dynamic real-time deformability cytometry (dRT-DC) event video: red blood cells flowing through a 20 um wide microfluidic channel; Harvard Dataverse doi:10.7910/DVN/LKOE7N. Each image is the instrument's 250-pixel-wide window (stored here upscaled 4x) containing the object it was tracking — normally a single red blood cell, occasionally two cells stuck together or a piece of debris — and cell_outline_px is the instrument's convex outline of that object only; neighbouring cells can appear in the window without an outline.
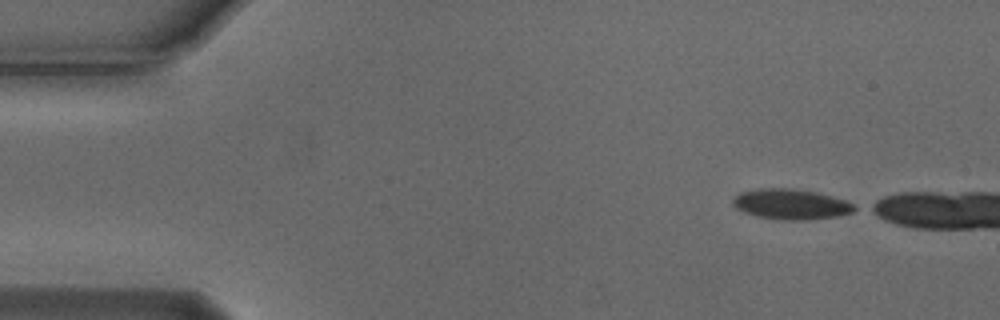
{"species": "Egyptian fruit bat (a non-hibernating species)", "species_latin": "Rousettus aegyptiacus", "temperature_condition": "cold", "stored_images_in_passage": 5, "camera_frame_rate_fps": 3000, "um_per_image_px": 0.085, "animal": {"sex": "male"}, "frame": {"image": 1, "passage_image": 1, "time_ms": 0.0, "image_size_px": [1000, 320], "cell_outline_px": [[860, 208], [852, 212], [836, 216], [800, 220], [784, 220], [760, 216], [744, 212], [736, 208], [732, 204], [732, 200], [740, 192], [760, 188], [792, 188], [816, 192], [832, 196], [844, 200]], "centroid_in_image_um": [67.23, 17.34], "position_along_channel_um": 17.8, "area_um2": 21.27}}